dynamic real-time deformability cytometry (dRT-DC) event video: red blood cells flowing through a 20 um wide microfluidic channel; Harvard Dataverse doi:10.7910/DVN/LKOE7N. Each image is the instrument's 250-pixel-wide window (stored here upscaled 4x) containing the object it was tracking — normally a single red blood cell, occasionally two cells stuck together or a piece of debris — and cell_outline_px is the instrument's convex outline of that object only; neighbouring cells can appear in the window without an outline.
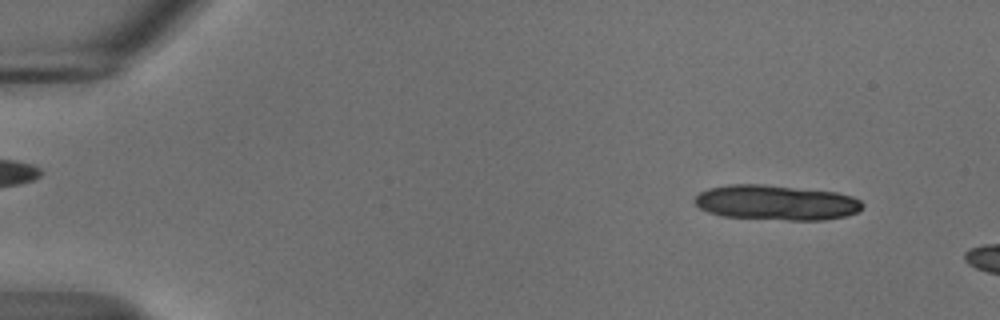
{"species": "common noctule bat (a hibernating species)", "species_latin": "Nyctalus noctula", "temperature_condition": "cold", "stored_images_in_passage": 10, "camera_frame_rate_fps": 3000, "um_per_image_px": 0.085, "animal": {"sex": "male", "body_mass_g": 18.8}, "frame": {"image": 1, "passage_image": 5, "time_ms": 1.333, "image_size_px": [1000, 320], "cell_outline_px": [[864, 204], [856, 212], [844, 216], [824, 220], [788, 220], [724, 216], [708, 212], [700, 208], [692, 200], [700, 192], [708, 188], [728, 184], [764, 184], [836, 192], [852, 196], [860, 200]], "centroid_in_image_um": [65.95, 17.21], "position_along_channel_um": 19.1, "area_um2": 34.22}}